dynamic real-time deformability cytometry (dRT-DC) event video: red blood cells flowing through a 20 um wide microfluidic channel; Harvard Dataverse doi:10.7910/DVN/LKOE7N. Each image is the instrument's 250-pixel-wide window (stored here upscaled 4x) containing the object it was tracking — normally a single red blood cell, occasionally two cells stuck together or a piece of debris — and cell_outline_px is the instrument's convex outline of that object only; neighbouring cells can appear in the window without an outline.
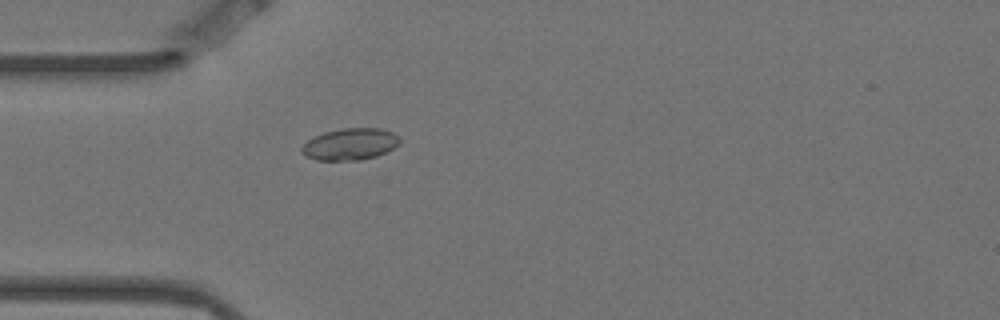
{"species": "Egyptian fruit bat (a non-hibernating species)", "species_latin": "Rousettus aegyptiacus", "temperature_condition": "warm", "stored_images_in_passage": 4, "camera_frame_rate_fps": 3000, "um_per_image_px": 0.085, "animal": {"sex": "female"}, "frame": {"image": 1, "passage_image": 4, "time_ms": 1.0, "image_size_px": [1000, 320], "cell_outline_px": [[400, 144], [376, 156], [360, 160], [316, 160], [304, 156], [300, 152], [300, 148], [308, 140], [324, 132], [340, 128], [380, 128], [392, 132], [400, 136]], "centroid_in_image_um": [29.74, 12.25], "position_along_channel_um": 55.3, "area_um2": 18.21}}